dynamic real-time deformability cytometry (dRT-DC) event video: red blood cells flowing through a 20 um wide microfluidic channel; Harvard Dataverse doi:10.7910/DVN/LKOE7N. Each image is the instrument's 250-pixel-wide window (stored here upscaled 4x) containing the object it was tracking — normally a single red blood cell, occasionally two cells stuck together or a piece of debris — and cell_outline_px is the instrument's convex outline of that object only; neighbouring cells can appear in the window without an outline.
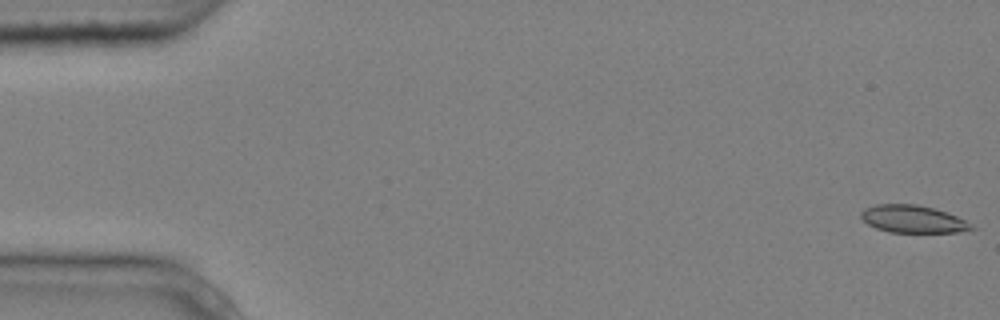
{"species": "common noctule bat (a hibernating species)", "species_latin": "Nyctalus noctula", "temperature_condition": "cold", "stored_images_in_passage": 5, "camera_frame_rate_fps": 3000, "um_per_image_px": 0.085, "animal": {"sex": "male", "body_mass_g": 20.4}, "frame": {"image": 1, "passage_image": 1, "time_ms": 0.0, "image_size_px": [1000, 320], "cell_outline_px": [[976, 228], [960, 232], [888, 232], [876, 228], [868, 224], [860, 216], [860, 212], [864, 208], [876, 204], [916, 204], [948, 212], [972, 224]], "centroid_in_image_um": [77.58, 18.62], "position_along_channel_um": 7.4, "area_um2": 17.69}}
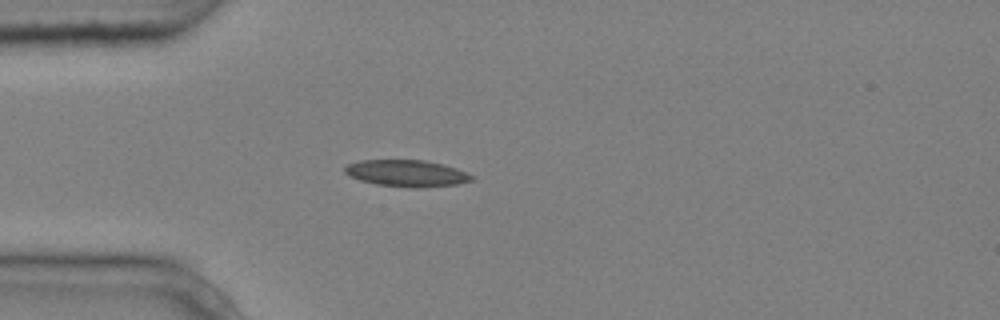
{"frame": {"image": 2, "passage_image": 5, "time_ms": 1.333, "image_size_px": [1000, 320], "cell_outline_px": [[476, 176], [472, 180], [456, 184], [420, 188], [412, 188], [376, 184], [360, 180], [348, 176], [344, 172], [344, 168], [348, 164], [360, 160], [424, 160], [444, 164], [456, 168]], "centroid_in_image_um": [34.57, 14.73], "position_along_channel_um": 50.4, "area_um2": 19.83}}